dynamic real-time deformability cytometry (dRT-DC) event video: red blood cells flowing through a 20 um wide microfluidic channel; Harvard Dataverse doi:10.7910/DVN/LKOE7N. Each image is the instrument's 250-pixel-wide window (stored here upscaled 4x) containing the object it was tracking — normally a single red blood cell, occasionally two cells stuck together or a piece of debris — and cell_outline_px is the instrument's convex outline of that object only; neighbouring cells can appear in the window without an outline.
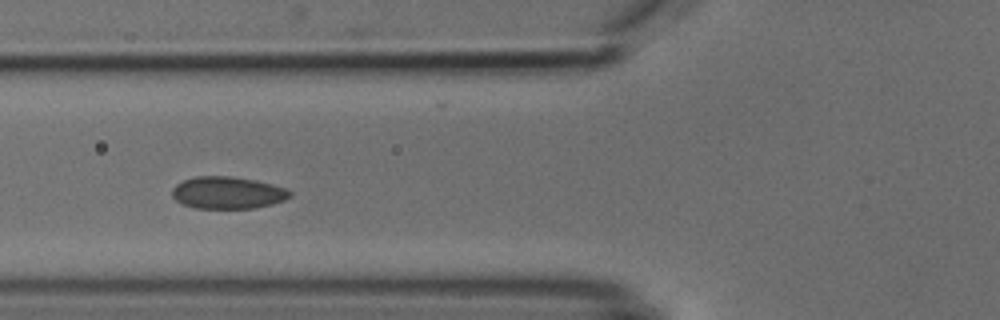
{"species": "common noctule bat (a hibernating species)", "species_latin": "Nyctalus noctula", "temperature_condition": "cold", "stored_images_in_passage": 5, "camera_frame_rate_fps": 3000, "um_per_image_px": 0.085, "animal": {"sex": "male", "body_mass_g": 18.8}, "frame": {"image": 1, "passage_image": 5, "time_ms": 4.667, "image_size_px": [1000, 320], "cell_outline_px": [[292, 196], [284, 200], [272, 204], [252, 208], [196, 208], [184, 204], [176, 200], [172, 196], [172, 188], [176, 184], [184, 180], [196, 176], [232, 176], [256, 180], [288, 188], [292, 192]], "centroid_in_image_um": [19.38, 16.37], "position_along_channel_um": 106.4, "area_um2": 22.14}}